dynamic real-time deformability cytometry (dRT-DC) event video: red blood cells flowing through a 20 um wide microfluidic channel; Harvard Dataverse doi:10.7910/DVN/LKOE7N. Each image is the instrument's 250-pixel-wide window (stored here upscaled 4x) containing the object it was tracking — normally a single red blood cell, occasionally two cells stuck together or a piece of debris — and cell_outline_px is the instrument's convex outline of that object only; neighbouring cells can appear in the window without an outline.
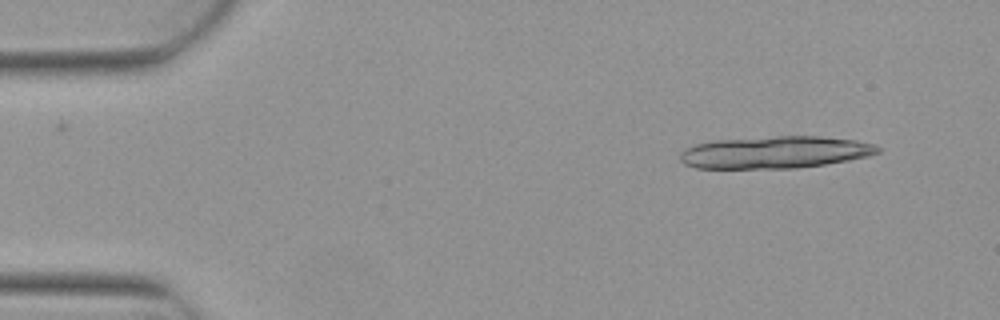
{"species": "Egyptian fruit bat (a non-hibernating species)", "species_latin": "Rousettus aegyptiacus", "temperature_condition": "warm", "stored_images_in_passage": 4, "camera_frame_rate_fps": 3000, "um_per_image_px": 0.085, "animal": {"sex": "female"}, "frame": {"image": 1, "passage_image": 1, "time_ms": 0.0, "image_size_px": [1000, 320], "cell_outline_px": [[880, 152], [868, 156], [848, 160], [824, 164], [796, 168], [696, 168], [684, 164], [680, 160], [680, 156], [684, 148], [696, 144], [716, 140], [776, 136], [820, 136], [856, 140], [876, 144], [880, 148]], "centroid_in_image_um": [65.89, 12.94], "position_along_channel_um": 19.1, "area_um2": 37.05}}
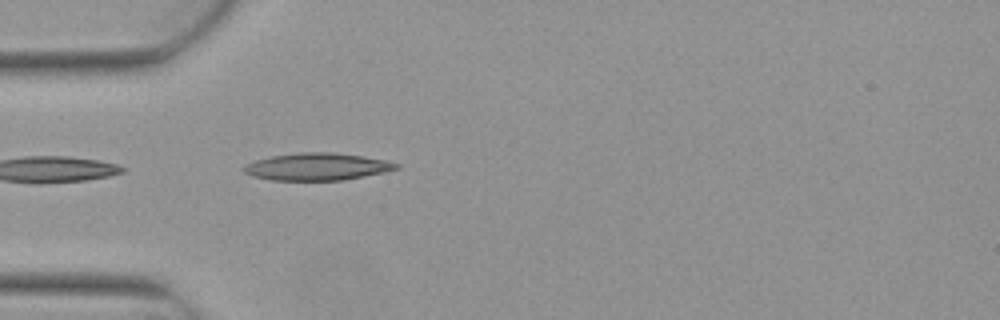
{"frame": {"image": 2, "passage_image": 4, "time_ms": 1.0, "image_size_px": [1000, 320], "cell_outline_px": [[400, 168], [384, 172], [344, 180], [272, 180], [252, 176], [244, 172], [244, 164], [256, 160], [272, 156], [300, 152], [332, 152], [364, 156], [384, 160], [400, 164]], "centroid_in_image_um": [26.96, 14.16], "position_along_channel_um": 58.0, "area_um2": 24.16}}